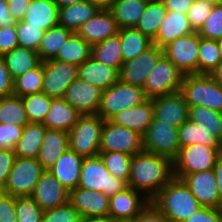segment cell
I'll list each match as a JSON object with an SVG mask.
<instances>
[{
	"label": "cell",
	"instance_id": "3957f363",
	"mask_svg": "<svg viewBox=\"0 0 222 222\" xmlns=\"http://www.w3.org/2000/svg\"><path fill=\"white\" fill-rule=\"evenodd\" d=\"M180 92L188 106H203L222 113V86L211 75H184Z\"/></svg>",
	"mask_w": 222,
	"mask_h": 222
},
{
	"label": "cell",
	"instance_id": "91938a15",
	"mask_svg": "<svg viewBox=\"0 0 222 222\" xmlns=\"http://www.w3.org/2000/svg\"><path fill=\"white\" fill-rule=\"evenodd\" d=\"M167 11L187 14L194 0H161Z\"/></svg>",
	"mask_w": 222,
	"mask_h": 222
},
{
	"label": "cell",
	"instance_id": "7402d4cb",
	"mask_svg": "<svg viewBox=\"0 0 222 222\" xmlns=\"http://www.w3.org/2000/svg\"><path fill=\"white\" fill-rule=\"evenodd\" d=\"M153 117V102L151 99H147L138 106L117 113L110 121L116 125L132 129L143 136L150 126Z\"/></svg>",
	"mask_w": 222,
	"mask_h": 222
},
{
	"label": "cell",
	"instance_id": "e575fe53",
	"mask_svg": "<svg viewBox=\"0 0 222 222\" xmlns=\"http://www.w3.org/2000/svg\"><path fill=\"white\" fill-rule=\"evenodd\" d=\"M90 57L91 45L77 33H73L60 47L54 59L79 66Z\"/></svg>",
	"mask_w": 222,
	"mask_h": 222
},
{
	"label": "cell",
	"instance_id": "2e32d148",
	"mask_svg": "<svg viewBox=\"0 0 222 222\" xmlns=\"http://www.w3.org/2000/svg\"><path fill=\"white\" fill-rule=\"evenodd\" d=\"M154 117L172 127L179 128L189 119V106L180 91L151 98Z\"/></svg>",
	"mask_w": 222,
	"mask_h": 222
},
{
	"label": "cell",
	"instance_id": "4dcf8cb0",
	"mask_svg": "<svg viewBox=\"0 0 222 222\" xmlns=\"http://www.w3.org/2000/svg\"><path fill=\"white\" fill-rule=\"evenodd\" d=\"M2 57L13 80L36 68L42 62L37 51L20 46L5 53Z\"/></svg>",
	"mask_w": 222,
	"mask_h": 222
},
{
	"label": "cell",
	"instance_id": "7dc6e473",
	"mask_svg": "<svg viewBox=\"0 0 222 222\" xmlns=\"http://www.w3.org/2000/svg\"><path fill=\"white\" fill-rule=\"evenodd\" d=\"M197 33L206 39H222V4L214 5L209 17Z\"/></svg>",
	"mask_w": 222,
	"mask_h": 222
},
{
	"label": "cell",
	"instance_id": "74e56055",
	"mask_svg": "<svg viewBox=\"0 0 222 222\" xmlns=\"http://www.w3.org/2000/svg\"><path fill=\"white\" fill-rule=\"evenodd\" d=\"M72 34V31L59 25L46 30L37 51L40 60L43 62L45 60L55 58L60 50V47Z\"/></svg>",
	"mask_w": 222,
	"mask_h": 222
},
{
	"label": "cell",
	"instance_id": "d6986e66",
	"mask_svg": "<svg viewBox=\"0 0 222 222\" xmlns=\"http://www.w3.org/2000/svg\"><path fill=\"white\" fill-rule=\"evenodd\" d=\"M120 27L109 9H99L76 32L91 46L119 34Z\"/></svg>",
	"mask_w": 222,
	"mask_h": 222
},
{
	"label": "cell",
	"instance_id": "be15d7a7",
	"mask_svg": "<svg viewBox=\"0 0 222 222\" xmlns=\"http://www.w3.org/2000/svg\"><path fill=\"white\" fill-rule=\"evenodd\" d=\"M96 5L99 9H109L115 0H87Z\"/></svg>",
	"mask_w": 222,
	"mask_h": 222
},
{
	"label": "cell",
	"instance_id": "e0dca14e",
	"mask_svg": "<svg viewBox=\"0 0 222 222\" xmlns=\"http://www.w3.org/2000/svg\"><path fill=\"white\" fill-rule=\"evenodd\" d=\"M149 203L142 193L128 187L109 197L108 216L114 221L135 220Z\"/></svg>",
	"mask_w": 222,
	"mask_h": 222
},
{
	"label": "cell",
	"instance_id": "5b68a950",
	"mask_svg": "<svg viewBox=\"0 0 222 222\" xmlns=\"http://www.w3.org/2000/svg\"><path fill=\"white\" fill-rule=\"evenodd\" d=\"M105 120L98 114L81 115L70 129L69 149L83 157H93L100 153L101 132Z\"/></svg>",
	"mask_w": 222,
	"mask_h": 222
},
{
	"label": "cell",
	"instance_id": "c3c4849f",
	"mask_svg": "<svg viewBox=\"0 0 222 222\" xmlns=\"http://www.w3.org/2000/svg\"><path fill=\"white\" fill-rule=\"evenodd\" d=\"M78 211L67 202L64 205L48 209L43 212L42 222H80Z\"/></svg>",
	"mask_w": 222,
	"mask_h": 222
},
{
	"label": "cell",
	"instance_id": "8d00e7d4",
	"mask_svg": "<svg viewBox=\"0 0 222 222\" xmlns=\"http://www.w3.org/2000/svg\"><path fill=\"white\" fill-rule=\"evenodd\" d=\"M166 13L167 9L161 0H149L135 28L153 40Z\"/></svg>",
	"mask_w": 222,
	"mask_h": 222
},
{
	"label": "cell",
	"instance_id": "f6af8a7d",
	"mask_svg": "<svg viewBox=\"0 0 222 222\" xmlns=\"http://www.w3.org/2000/svg\"><path fill=\"white\" fill-rule=\"evenodd\" d=\"M16 32L20 47L38 51L44 36V30L21 20L17 21Z\"/></svg>",
	"mask_w": 222,
	"mask_h": 222
},
{
	"label": "cell",
	"instance_id": "8992f818",
	"mask_svg": "<svg viewBox=\"0 0 222 222\" xmlns=\"http://www.w3.org/2000/svg\"><path fill=\"white\" fill-rule=\"evenodd\" d=\"M147 99L142 87L118 80L101 92V102L97 114L104 120H110L117 113L138 106Z\"/></svg>",
	"mask_w": 222,
	"mask_h": 222
},
{
	"label": "cell",
	"instance_id": "4316f807",
	"mask_svg": "<svg viewBox=\"0 0 222 222\" xmlns=\"http://www.w3.org/2000/svg\"><path fill=\"white\" fill-rule=\"evenodd\" d=\"M81 114L63 98H51L50 110L43 125L47 129L69 132Z\"/></svg>",
	"mask_w": 222,
	"mask_h": 222
},
{
	"label": "cell",
	"instance_id": "ab89813d",
	"mask_svg": "<svg viewBox=\"0 0 222 222\" xmlns=\"http://www.w3.org/2000/svg\"><path fill=\"white\" fill-rule=\"evenodd\" d=\"M189 120L203 126L219 140L222 136V113L203 106H189Z\"/></svg>",
	"mask_w": 222,
	"mask_h": 222
},
{
	"label": "cell",
	"instance_id": "d590c367",
	"mask_svg": "<svg viewBox=\"0 0 222 222\" xmlns=\"http://www.w3.org/2000/svg\"><path fill=\"white\" fill-rule=\"evenodd\" d=\"M178 141L180 147L193 144H202L210 147H221L220 141L203 126L189 119L178 128Z\"/></svg>",
	"mask_w": 222,
	"mask_h": 222
},
{
	"label": "cell",
	"instance_id": "f35d334b",
	"mask_svg": "<svg viewBox=\"0 0 222 222\" xmlns=\"http://www.w3.org/2000/svg\"><path fill=\"white\" fill-rule=\"evenodd\" d=\"M0 123L24 127L29 123L21 97L10 95L0 98Z\"/></svg>",
	"mask_w": 222,
	"mask_h": 222
},
{
	"label": "cell",
	"instance_id": "ffe728a7",
	"mask_svg": "<svg viewBox=\"0 0 222 222\" xmlns=\"http://www.w3.org/2000/svg\"><path fill=\"white\" fill-rule=\"evenodd\" d=\"M31 197L45 211L69 202V191L49 170H45Z\"/></svg>",
	"mask_w": 222,
	"mask_h": 222
},
{
	"label": "cell",
	"instance_id": "11a10c76",
	"mask_svg": "<svg viewBox=\"0 0 222 222\" xmlns=\"http://www.w3.org/2000/svg\"><path fill=\"white\" fill-rule=\"evenodd\" d=\"M15 158L16 156L13 150H0V184L4 186L13 167Z\"/></svg>",
	"mask_w": 222,
	"mask_h": 222
},
{
	"label": "cell",
	"instance_id": "8c879c8a",
	"mask_svg": "<svg viewBox=\"0 0 222 222\" xmlns=\"http://www.w3.org/2000/svg\"><path fill=\"white\" fill-rule=\"evenodd\" d=\"M115 222H135V220L115 221Z\"/></svg>",
	"mask_w": 222,
	"mask_h": 222
},
{
	"label": "cell",
	"instance_id": "03108f58",
	"mask_svg": "<svg viewBox=\"0 0 222 222\" xmlns=\"http://www.w3.org/2000/svg\"><path fill=\"white\" fill-rule=\"evenodd\" d=\"M211 76L216 80V82L222 86V62L217 66V68L212 72Z\"/></svg>",
	"mask_w": 222,
	"mask_h": 222
},
{
	"label": "cell",
	"instance_id": "83f0119b",
	"mask_svg": "<svg viewBox=\"0 0 222 222\" xmlns=\"http://www.w3.org/2000/svg\"><path fill=\"white\" fill-rule=\"evenodd\" d=\"M46 129L42 123H28L25 125L22 136L13 148L15 156L37 159Z\"/></svg>",
	"mask_w": 222,
	"mask_h": 222
},
{
	"label": "cell",
	"instance_id": "94428289",
	"mask_svg": "<svg viewBox=\"0 0 222 222\" xmlns=\"http://www.w3.org/2000/svg\"><path fill=\"white\" fill-rule=\"evenodd\" d=\"M16 24L17 20L8 11L7 0H0V28Z\"/></svg>",
	"mask_w": 222,
	"mask_h": 222
},
{
	"label": "cell",
	"instance_id": "d4e9b609",
	"mask_svg": "<svg viewBox=\"0 0 222 222\" xmlns=\"http://www.w3.org/2000/svg\"><path fill=\"white\" fill-rule=\"evenodd\" d=\"M68 149V132L46 129L37 160L45 170H50Z\"/></svg>",
	"mask_w": 222,
	"mask_h": 222
},
{
	"label": "cell",
	"instance_id": "cb8c5ba5",
	"mask_svg": "<svg viewBox=\"0 0 222 222\" xmlns=\"http://www.w3.org/2000/svg\"><path fill=\"white\" fill-rule=\"evenodd\" d=\"M84 157L68 149L49 170L68 191L78 187Z\"/></svg>",
	"mask_w": 222,
	"mask_h": 222
},
{
	"label": "cell",
	"instance_id": "003e7915",
	"mask_svg": "<svg viewBox=\"0 0 222 222\" xmlns=\"http://www.w3.org/2000/svg\"><path fill=\"white\" fill-rule=\"evenodd\" d=\"M55 3L58 5L59 8H63L66 6H70L74 3H79L87 0H54Z\"/></svg>",
	"mask_w": 222,
	"mask_h": 222
},
{
	"label": "cell",
	"instance_id": "ee69618b",
	"mask_svg": "<svg viewBox=\"0 0 222 222\" xmlns=\"http://www.w3.org/2000/svg\"><path fill=\"white\" fill-rule=\"evenodd\" d=\"M99 155L113 177L121 178L128 183L131 170V155L122 152H100Z\"/></svg>",
	"mask_w": 222,
	"mask_h": 222
},
{
	"label": "cell",
	"instance_id": "9a60e30c",
	"mask_svg": "<svg viewBox=\"0 0 222 222\" xmlns=\"http://www.w3.org/2000/svg\"><path fill=\"white\" fill-rule=\"evenodd\" d=\"M101 92L95 85L78 77L68 86L63 99L81 115H94L99 111Z\"/></svg>",
	"mask_w": 222,
	"mask_h": 222
},
{
	"label": "cell",
	"instance_id": "6f0895ef",
	"mask_svg": "<svg viewBox=\"0 0 222 222\" xmlns=\"http://www.w3.org/2000/svg\"><path fill=\"white\" fill-rule=\"evenodd\" d=\"M31 1L32 0H7L8 11L17 21H21L26 16Z\"/></svg>",
	"mask_w": 222,
	"mask_h": 222
},
{
	"label": "cell",
	"instance_id": "6da1fadb",
	"mask_svg": "<svg viewBox=\"0 0 222 222\" xmlns=\"http://www.w3.org/2000/svg\"><path fill=\"white\" fill-rule=\"evenodd\" d=\"M170 158L142 151L132 156L128 187L152 200L172 179Z\"/></svg>",
	"mask_w": 222,
	"mask_h": 222
},
{
	"label": "cell",
	"instance_id": "753ad0ef",
	"mask_svg": "<svg viewBox=\"0 0 222 222\" xmlns=\"http://www.w3.org/2000/svg\"><path fill=\"white\" fill-rule=\"evenodd\" d=\"M219 141H220V145H221V152H222V136H221V139H220Z\"/></svg>",
	"mask_w": 222,
	"mask_h": 222
},
{
	"label": "cell",
	"instance_id": "4fadbf2b",
	"mask_svg": "<svg viewBox=\"0 0 222 222\" xmlns=\"http://www.w3.org/2000/svg\"><path fill=\"white\" fill-rule=\"evenodd\" d=\"M78 78V66L54 58L43 61L42 92L51 98H63L68 86Z\"/></svg>",
	"mask_w": 222,
	"mask_h": 222
},
{
	"label": "cell",
	"instance_id": "d6a6232c",
	"mask_svg": "<svg viewBox=\"0 0 222 222\" xmlns=\"http://www.w3.org/2000/svg\"><path fill=\"white\" fill-rule=\"evenodd\" d=\"M123 62L134 59L153 45L152 40L135 27L119 31Z\"/></svg>",
	"mask_w": 222,
	"mask_h": 222
},
{
	"label": "cell",
	"instance_id": "7c38bea8",
	"mask_svg": "<svg viewBox=\"0 0 222 222\" xmlns=\"http://www.w3.org/2000/svg\"><path fill=\"white\" fill-rule=\"evenodd\" d=\"M199 34L195 31L163 47V55L184 74H198Z\"/></svg>",
	"mask_w": 222,
	"mask_h": 222
},
{
	"label": "cell",
	"instance_id": "5bb4252c",
	"mask_svg": "<svg viewBox=\"0 0 222 222\" xmlns=\"http://www.w3.org/2000/svg\"><path fill=\"white\" fill-rule=\"evenodd\" d=\"M163 56V48L152 45L132 60L123 62L119 70V80L133 86H144L150 71Z\"/></svg>",
	"mask_w": 222,
	"mask_h": 222
},
{
	"label": "cell",
	"instance_id": "836d02e7",
	"mask_svg": "<svg viewBox=\"0 0 222 222\" xmlns=\"http://www.w3.org/2000/svg\"><path fill=\"white\" fill-rule=\"evenodd\" d=\"M91 57L119 71L123 64L119 35L117 34L91 46Z\"/></svg>",
	"mask_w": 222,
	"mask_h": 222
},
{
	"label": "cell",
	"instance_id": "44dd1931",
	"mask_svg": "<svg viewBox=\"0 0 222 222\" xmlns=\"http://www.w3.org/2000/svg\"><path fill=\"white\" fill-rule=\"evenodd\" d=\"M69 203L81 218L108 216L109 197L100 191L77 187L69 191Z\"/></svg>",
	"mask_w": 222,
	"mask_h": 222
},
{
	"label": "cell",
	"instance_id": "f907efd6",
	"mask_svg": "<svg viewBox=\"0 0 222 222\" xmlns=\"http://www.w3.org/2000/svg\"><path fill=\"white\" fill-rule=\"evenodd\" d=\"M23 127L0 123V150H13L16 142L22 136Z\"/></svg>",
	"mask_w": 222,
	"mask_h": 222
},
{
	"label": "cell",
	"instance_id": "2644e50d",
	"mask_svg": "<svg viewBox=\"0 0 222 222\" xmlns=\"http://www.w3.org/2000/svg\"><path fill=\"white\" fill-rule=\"evenodd\" d=\"M6 194L5 186L0 184V198Z\"/></svg>",
	"mask_w": 222,
	"mask_h": 222
},
{
	"label": "cell",
	"instance_id": "ba28073f",
	"mask_svg": "<svg viewBox=\"0 0 222 222\" xmlns=\"http://www.w3.org/2000/svg\"><path fill=\"white\" fill-rule=\"evenodd\" d=\"M44 171L37 159L16 157L5 192L13 197L31 196Z\"/></svg>",
	"mask_w": 222,
	"mask_h": 222
},
{
	"label": "cell",
	"instance_id": "db71d44e",
	"mask_svg": "<svg viewBox=\"0 0 222 222\" xmlns=\"http://www.w3.org/2000/svg\"><path fill=\"white\" fill-rule=\"evenodd\" d=\"M0 222H17L15 197L7 193L0 198Z\"/></svg>",
	"mask_w": 222,
	"mask_h": 222
},
{
	"label": "cell",
	"instance_id": "484cf974",
	"mask_svg": "<svg viewBox=\"0 0 222 222\" xmlns=\"http://www.w3.org/2000/svg\"><path fill=\"white\" fill-rule=\"evenodd\" d=\"M78 77L103 91L119 80V71L90 57L78 66Z\"/></svg>",
	"mask_w": 222,
	"mask_h": 222
},
{
	"label": "cell",
	"instance_id": "681fc988",
	"mask_svg": "<svg viewBox=\"0 0 222 222\" xmlns=\"http://www.w3.org/2000/svg\"><path fill=\"white\" fill-rule=\"evenodd\" d=\"M213 7L214 5H211L204 1L194 0L189 11L187 12L188 20L194 31L197 32L205 23Z\"/></svg>",
	"mask_w": 222,
	"mask_h": 222
},
{
	"label": "cell",
	"instance_id": "ac0fdd59",
	"mask_svg": "<svg viewBox=\"0 0 222 222\" xmlns=\"http://www.w3.org/2000/svg\"><path fill=\"white\" fill-rule=\"evenodd\" d=\"M203 207L220 208L217 179L214 169L186 174L181 179Z\"/></svg>",
	"mask_w": 222,
	"mask_h": 222
},
{
	"label": "cell",
	"instance_id": "9f6ffc18",
	"mask_svg": "<svg viewBox=\"0 0 222 222\" xmlns=\"http://www.w3.org/2000/svg\"><path fill=\"white\" fill-rule=\"evenodd\" d=\"M10 95H13V79L3 57L0 56V98Z\"/></svg>",
	"mask_w": 222,
	"mask_h": 222
},
{
	"label": "cell",
	"instance_id": "e7e4bbea",
	"mask_svg": "<svg viewBox=\"0 0 222 222\" xmlns=\"http://www.w3.org/2000/svg\"><path fill=\"white\" fill-rule=\"evenodd\" d=\"M80 222H115V221L109 216H96V217L81 218Z\"/></svg>",
	"mask_w": 222,
	"mask_h": 222
},
{
	"label": "cell",
	"instance_id": "1f68e13d",
	"mask_svg": "<svg viewBox=\"0 0 222 222\" xmlns=\"http://www.w3.org/2000/svg\"><path fill=\"white\" fill-rule=\"evenodd\" d=\"M149 0H115L109 8L120 29L135 27Z\"/></svg>",
	"mask_w": 222,
	"mask_h": 222
},
{
	"label": "cell",
	"instance_id": "89a4df30",
	"mask_svg": "<svg viewBox=\"0 0 222 222\" xmlns=\"http://www.w3.org/2000/svg\"><path fill=\"white\" fill-rule=\"evenodd\" d=\"M218 50L222 59V39L217 40Z\"/></svg>",
	"mask_w": 222,
	"mask_h": 222
},
{
	"label": "cell",
	"instance_id": "60d3db41",
	"mask_svg": "<svg viewBox=\"0 0 222 222\" xmlns=\"http://www.w3.org/2000/svg\"><path fill=\"white\" fill-rule=\"evenodd\" d=\"M221 62L217 40L199 36L198 74L211 75Z\"/></svg>",
	"mask_w": 222,
	"mask_h": 222
},
{
	"label": "cell",
	"instance_id": "bcb514c9",
	"mask_svg": "<svg viewBox=\"0 0 222 222\" xmlns=\"http://www.w3.org/2000/svg\"><path fill=\"white\" fill-rule=\"evenodd\" d=\"M17 222H42L43 210L31 196L15 197Z\"/></svg>",
	"mask_w": 222,
	"mask_h": 222
},
{
	"label": "cell",
	"instance_id": "9c48e42d",
	"mask_svg": "<svg viewBox=\"0 0 222 222\" xmlns=\"http://www.w3.org/2000/svg\"><path fill=\"white\" fill-rule=\"evenodd\" d=\"M184 74L164 55L150 71L143 86L148 99L180 91Z\"/></svg>",
	"mask_w": 222,
	"mask_h": 222
},
{
	"label": "cell",
	"instance_id": "30bf717a",
	"mask_svg": "<svg viewBox=\"0 0 222 222\" xmlns=\"http://www.w3.org/2000/svg\"><path fill=\"white\" fill-rule=\"evenodd\" d=\"M142 137L143 151L170 158L172 161L179 154L178 128L163 123L155 117Z\"/></svg>",
	"mask_w": 222,
	"mask_h": 222
},
{
	"label": "cell",
	"instance_id": "a7ac6f4b",
	"mask_svg": "<svg viewBox=\"0 0 222 222\" xmlns=\"http://www.w3.org/2000/svg\"><path fill=\"white\" fill-rule=\"evenodd\" d=\"M199 1H204L206 3H209L211 5H219L222 4V0H199Z\"/></svg>",
	"mask_w": 222,
	"mask_h": 222
},
{
	"label": "cell",
	"instance_id": "7a4b0ae2",
	"mask_svg": "<svg viewBox=\"0 0 222 222\" xmlns=\"http://www.w3.org/2000/svg\"><path fill=\"white\" fill-rule=\"evenodd\" d=\"M150 202L168 222H183L202 207L189 187L175 177Z\"/></svg>",
	"mask_w": 222,
	"mask_h": 222
},
{
	"label": "cell",
	"instance_id": "8fae6325",
	"mask_svg": "<svg viewBox=\"0 0 222 222\" xmlns=\"http://www.w3.org/2000/svg\"><path fill=\"white\" fill-rule=\"evenodd\" d=\"M142 151V135L105 120L101 132L100 152H122L133 156Z\"/></svg>",
	"mask_w": 222,
	"mask_h": 222
},
{
	"label": "cell",
	"instance_id": "603a6c76",
	"mask_svg": "<svg viewBox=\"0 0 222 222\" xmlns=\"http://www.w3.org/2000/svg\"><path fill=\"white\" fill-rule=\"evenodd\" d=\"M194 32L195 31L190 25L187 14L167 11L165 18L159 26L156 37L152 40V43L163 48L177 38Z\"/></svg>",
	"mask_w": 222,
	"mask_h": 222
},
{
	"label": "cell",
	"instance_id": "816d5d0a",
	"mask_svg": "<svg viewBox=\"0 0 222 222\" xmlns=\"http://www.w3.org/2000/svg\"><path fill=\"white\" fill-rule=\"evenodd\" d=\"M16 25L0 28V56L18 47Z\"/></svg>",
	"mask_w": 222,
	"mask_h": 222
},
{
	"label": "cell",
	"instance_id": "52a82bcc",
	"mask_svg": "<svg viewBox=\"0 0 222 222\" xmlns=\"http://www.w3.org/2000/svg\"><path fill=\"white\" fill-rule=\"evenodd\" d=\"M221 153V147L202 144L180 147L178 156L173 160V175L182 179L186 174L212 170Z\"/></svg>",
	"mask_w": 222,
	"mask_h": 222
},
{
	"label": "cell",
	"instance_id": "f1b7e54d",
	"mask_svg": "<svg viewBox=\"0 0 222 222\" xmlns=\"http://www.w3.org/2000/svg\"><path fill=\"white\" fill-rule=\"evenodd\" d=\"M58 10L54 0H32L23 21L46 31L58 25Z\"/></svg>",
	"mask_w": 222,
	"mask_h": 222
},
{
	"label": "cell",
	"instance_id": "6125c7cd",
	"mask_svg": "<svg viewBox=\"0 0 222 222\" xmlns=\"http://www.w3.org/2000/svg\"><path fill=\"white\" fill-rule=\"evenodd\" d=\"M214 172L217 179L218 194L220 197V208H222V153L218 156L216 160Z\"/></svg>",
	"mask_w": 222,
	"mask_h": 222
},
{
	"label": "cell",
	"instance_id": "680465c9",
	"mask_svg": "<svg viewBox=\"0 0 222 222\" xmlns=\"http://www.w3.org/2000/svg\"><path fill=\"white\" fill-rule=\"evenodd\" d=\"M135 222H168V221L150 202L149 205L135 218Z\"/></svg>",
	"mask_w": 222,
	"mask_h": 222
},
{
	"label": "cell",
	"instance_id": "277c9868",
	"mask_svg": "<svg viewBox=\"0 0 222 222\" xmlns=\"http://www.w3.org/2000/svg\"><path fill=\"white\" fill-rule=\"evenodd\" d=\"M78 187L100 191L110 197L128 188V183L121 178L113 177L100 155H97L84 157Z\"/></svg>",
	"mask_w": 222,
	"mask_h": 222
},
{
	"label": "cell",
	"instance_id": "f546056e",
	"mask_svg": "<svg viewBox=\"0 0 222 222\" xmlns=\"http://www.w3.org/2000/svg\"><path fill=\"white\" fill-rule=\"evenodd\" d=\"M99 8L89 1L74 3L70 6L59 8L58 25L76 33L80 26L92 18Z\"/></svg>",
	"mask_w": 222,
	"mask_h": 222
},
{
	"label": "cell",
	"instance_id": "b9f144b4",
	"mask_svg": "<svg viewBox=\"0 0 222 222\" xmlns=\"http://www.w3.org/2000/svg\"><path fill=\"white\" fill-rule=\"evenodd\" d=\"M43 86V62L36 68L27 71L13 80V95L23 97L25 95L42 92Z\"/></svg>",
	"mask_w": 222,
	"mask_h": 222
},
{
	"label": "cell",
	"instance_id": "7bdbcfd3",
	"mask_svg": "<svg viewBox=\"0 0 222 222\" xmlns=\"http://www.w3.org/2000/svg\"><path fill=\"white\" fill-rule=\"evenodd\" d=\"M29 123H43L50 110L51 97L39 92L21 97Z\"/></svg>",
	"mask_w": 222,
	"mask_h": 222
},
{
	"label": "cell",
	"instance_id": "f5cc1de1",
	"mask_svg": "<svg viewBox=\"0 0 222 222\" xmlns=\"http://www.w3.org/2000/svg\"><path fill=\"white\" fill-rule=\"evenodd\" d=\"M183 222H222V209L202 206Z\"/></svg>",
	"mask_w": 222,
	"mask_h": 222
}]
</instances>
